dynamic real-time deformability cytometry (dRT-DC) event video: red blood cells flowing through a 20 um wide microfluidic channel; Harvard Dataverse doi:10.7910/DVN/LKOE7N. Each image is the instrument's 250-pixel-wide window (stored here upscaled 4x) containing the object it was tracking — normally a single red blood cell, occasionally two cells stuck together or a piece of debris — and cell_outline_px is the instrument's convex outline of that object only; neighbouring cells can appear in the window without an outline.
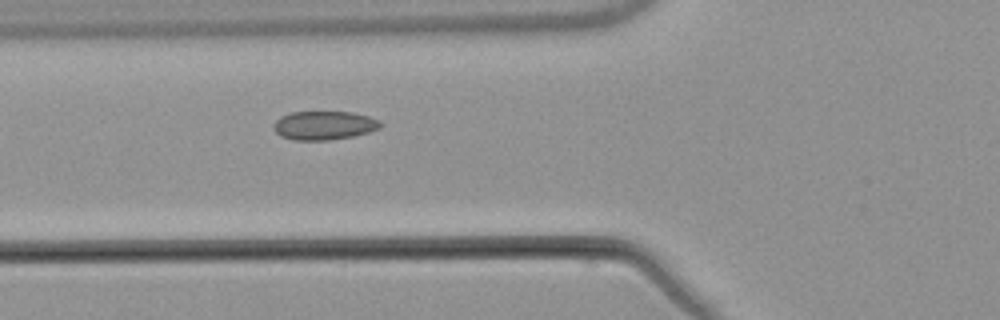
{"species": "common noctule bat (a hibernating species)", "species_latin": "Nyctalus noctula", "temperature_condition": "warm", "stored_images_in_passage": 6, "camera_frame_rate_fps": 3000, "um_per_image_px": 0.085, "animal": {"sex": "male", "body_mass_g": 21.5, "forearm_length_mm": 52.0}, "frame": {"image": 1, "passage_image": 5, "time_ms": 4.667, "image_size_px": [1000, 320], "cell_outline_px": [[384, 124], [380, 128], [368, 132], [352, 136], [328, 140], [292, 140], [280, 136], [272, 128], [272, 124], [280, 116], [292, 112], [352, 112], [368, 116], [380, 120]], "centroid_in_image_um": [27.53, 10.66], "position_along_channel_um": 98.3, "area_um2": 18.03}}